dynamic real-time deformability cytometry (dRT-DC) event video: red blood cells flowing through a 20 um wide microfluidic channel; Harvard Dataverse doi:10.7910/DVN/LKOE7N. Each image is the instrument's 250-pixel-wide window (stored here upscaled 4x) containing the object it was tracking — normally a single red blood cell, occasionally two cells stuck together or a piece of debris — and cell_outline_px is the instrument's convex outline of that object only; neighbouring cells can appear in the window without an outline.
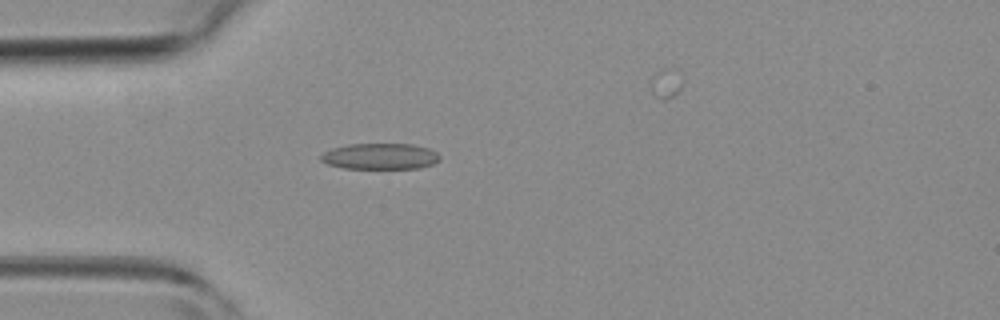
{"species": "common noctule bat (a hibernating species)", "species_latin": "Nyctalus noctula", "temperature_condition": "room temperature", "stored_images_in_passage": 4, "camera_frame_rate_fps": 3000, "um_per_image_px": 0.085, "animal": {"sex": "female", "body_mass_g": 19.3, "forearm_length_mm": 54.1}, "frame": {"image": 1, "passage_image": 3, "time_ms": 3.0, "image_size_px": [1000, 320], "cell_outline_px": [[440, 160], [432, 164], [420, 168], [344, 168], [328, 164], [320, 160], [320, 156], [324, 152], [332, 148], [348, 144], [412, 144], [428, 148], [436, 152], [440, 156]], "centroid_in_image_um": [32.31, 13.28], "position_along_channel_um": 52.7, "area_um2": 17.98}}